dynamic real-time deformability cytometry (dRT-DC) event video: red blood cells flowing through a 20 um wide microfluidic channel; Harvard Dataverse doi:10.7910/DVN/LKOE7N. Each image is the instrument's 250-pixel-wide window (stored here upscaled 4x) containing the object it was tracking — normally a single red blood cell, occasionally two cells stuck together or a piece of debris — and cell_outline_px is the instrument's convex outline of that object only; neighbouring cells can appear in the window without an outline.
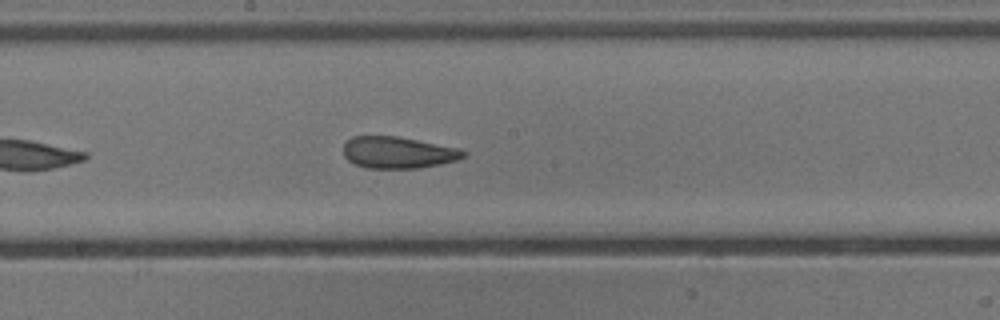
{"species": "common noctule bat (a hibernating species)", "species_latin": "Nyctalus noctula", "temperature_condition": "cold", "stored_images_in_passage": 25, "camera_frame_rate_fps": 3000, "um_per_image_px": 0.085, "animal": {"sex": "male", "body_mass_g": 13.3}, "frame": {"image": 1, "passage_image": 15, "time_ms": 4.667, "image_size_px": [1000, 320], "cell_outline_px": [[468, 152], [464, 156], [456, 160], [440, 164], [420, 168], [368, 168], [356, 164], [348, 160], [344, 156], [344, 144], [352, 136], [396, 136], [460, 148]], "centroid_in_image_um": [33.84, 12.96], "position_along_channel_um": 214.4, "area_um2": 22.08}}